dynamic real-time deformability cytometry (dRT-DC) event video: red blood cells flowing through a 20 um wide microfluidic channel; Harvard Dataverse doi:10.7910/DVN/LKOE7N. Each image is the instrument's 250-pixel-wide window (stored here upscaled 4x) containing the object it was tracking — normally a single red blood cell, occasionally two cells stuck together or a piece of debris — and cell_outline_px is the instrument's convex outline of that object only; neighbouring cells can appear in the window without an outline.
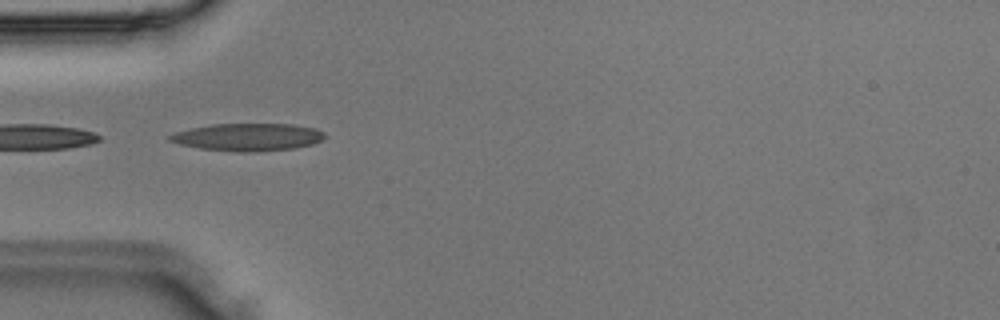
{"species": "Egyptian fruit bat (a non-hibernating species)", "species_latin": "Rousettus aegyptiacus", "temperature_condition": "room temperature", "stored_images_in_passage": 9, "camera_frame_rate_fps": 3000, "um_per_image_px": 0.085, "animal": {"sex": "male"}, "frame": {"image": 1, "passage_image": 2, "time_ms": 0.333, "image_size_px": [1000, 320], "cell_outline_px": [[328, 136], [312, 144], [292, 148], [252, 152], [236, 152], [200, 148], [180, 144], [168, 140], [168, 136], [176, 132], [192, 128], [212, 124], [292, 124], [316, 128], [324, 132]], "centroid_in_image_um": [21.09, 11.65], "position_along_channel_um": 63.9, "area_um2": 24.74}}